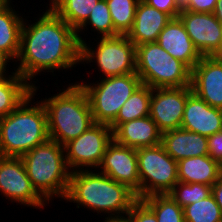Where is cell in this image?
<instances>
[{
    "mask_svg": "<svg viewBox=\"0 0 222 222\" xmlns=\"http://www.w3.org/2000/svg\"><path fill=\"white\" fill-rule=\"evenodd\" d=\"M21 29L20 51L16 71L30 84L40 72L68 70L80 65V45L76 31L61 19L50 7ZM48 70V71H47ZM39 73V74H38Z\"/></svg>",
    "mask_w": 222,
    "mask_h": 222,
    "instance_id": "6da1fadb",
    "label": "cell"
},
{
    "mask_svg": "<svg viewBox=\"0 0 222 222\" xmlns=\"http://www.w3.org/2000/svg\"><path fill=\"white\" fill-rule=\"evenodd\" d=\"M98 171L71 172L65 201L76 203L77 208L83 206L98 214L107 213L109 218L126 216L138 200L136 194L126 185Z\"/></svg>",
    "mask_w": 222,
    "mask_h": 222,
    "instance_id": "7a4b0ae2",
    "label": "cell"
},
{
    "mask_svg": "<svg viewBox=\"0 0 222 222\" xmlns=\"http://www.w3.org/2000/svg\"><path fill=\"white\" fill-rule=\"evenodd\" d=\"M37 87L34 84L32 93L0 118V156L20 157L50 139L45 107L40 100L32 103Z\"/></svg>",
    "mask_w": 222,
    "mask_h": 222,
    "instance_id": "3957f363",
    "label": "cell"
},
{
    "mask_svg": "<svg viewBox=\"0 0 222 222\" xmlns=\"http://www.w3.org/2000/svg\"><path fill=\"white\" fill-rule=\"evenodd\" d=\"M49 98L41 99L47 114L51 140L65 145L78 138L95 124L85 90L80 84L71 83L67 88Z\"/></svg>",
    "mask_w": 222,
    "mask_h": 222,
    "instance_id": "277c9868",
    "label": "cell"
},
{
    "mask_svg": "<svg viewBox=\"0 0 222 222\" xmlns=\"http://www.w3.org/2000/svg\"><path fill=\"white\" fill-rule=\"evenodd\" d=\"M20 157L33 187L48 204L54 197L65 198L71 171L63 145L49 139Z\"/></svg>",
    "mask_w": 222,
    "mask_h": 222,
    "instance_id": "5b68a950",
    "label": "cell"
},
{
    "mask_svg": "<svg viewBox=\"0 0 222 222\" xmlns=\"http://www.w3.org/2000/svg\"><path fill=\"white\" fill-rule=\"evenodd\" d=\"M136 73L152 89L191 86V69L158 42L136 46Z\"/></svg>",
    "mask_w": 222,
    "mask_h": 222,
    "instance_id": "8992f818",
    "label": "cell"
},
{
    "mask_svg": "<svg viewBox=\"0 0 222 222\" xmlns=\"http://www.w3.org/2000/svg\"><path fill=\"white\" fill-rule=\"evenodd\" d=\"M99 81L77 83L87 94L94 122L110 125L116 119L120 108L142 82L137 73L102 77Z\"/></svg>",
    "mask_w": 222,
    "mask_h": 222,
    "instance_id": "52a82bcc",
    "label": "cell"
},
{
    "mask_svg": "<svg viewBox=\"0 0 222 222\" xmlns=\"http://www.w3.org/2000/svg\"><path fill=\"white\" fill-rule=\"evenodd\" d=\"M97 39L95 49L86 41L80 46L81 64L94 61L103 78L136 73V46L127 35Z\"/></svg>",
    "mask_w": 222,
    "mask_h": 222,
    "instance_id": "ba28073f",
    "label": "cell"
},
{
    "mask_svg": "<svg viewBox=\"0 0 222 222\" xmlns=\"http://www.w3.org/2000/svg\"><path fill=\"white\" fill-rule=\"evenodd\" d=\"M140 177V200L154 194H168L178 182L177 161L161 144L136 149Z\"/></svg>",
    "mask_w": 222,
    "mask_h": 222,
    "instance_id": "9c48e42d",
    "label": "cell"
},
{
    "mask_svg": "<svg viewBox=\"0 0 222 222\" xmlns=\"http://www.w3.org/2000/svg\"><path fill=\"white\" fill-rule=\"evenodd\" d=\"M113 141V131L107 124L95 123L78 138L64 145L65 158L71 172L97 168L107 146Z\"/></svg>",
    "mask_w": 222,
    "mask_h": 222,
    "instance_id": "30bf717a",
    "label": "cell"
},
{
    "mask_svg": "<svg viewBox=\"0 0 222 222\" xmlns=\"http://www.w3.org/2000/svg\"><path fill=\"white\" fill-rule=\"evenodd\" d=\"M0 192L11 202L35 209L48 203L33 187L21 157L0 156Z\"/></svg>",
    "mask_w": 222,
    "mask_h": 222,
    "instance_id": "8fae6325",
    "label": "cell"
},
{
    "mask_svg": "<svg viewBox=\"0 0 222 222\" xmlns=\"http://www.w3.org/2000/svg\"><path fill=\"white\" fill-rule=\"evenodd\" d=\"M191 86L153 88L149 116L161 133L181 127L187 97Z\"/></svg>",
    "mask_w": 222,
    "mask_h": 222,
    "instance_id": "7c38bea8",
    "label": "cell"
},
{
    "mask_svg": "<svg viewBox=\"0 0 222 222\" xmlns=\"http://www.w3.org/2000/svg\"><path fill=\"white\" fill-rule=\"evenodd\" d=\"M98 169L111 179L126 185L140 199L136 149L120 145L113 140L107 146Z\"/></svg>",
    "mask_w": 222,
    "mask_h": 222,
    "instance_id": "4fadbf2b",
    "label": "cell"
},
{
    "mask_svg": "<svg viewBox=\"0 0 222 222\" xmlns=\"http://www.w3.org/2000/svg\"><path fill=\"white\" fill-rule=\"evenodd\" d=\"M178 18L202 56H211L217 50L221 42L222 25L213 13L182 10Z\"/></svg>",
    "mask_w": 222,
    "mask_h": 222,
    "instance_id": "5bb4252c",
    "label": "cell"
},
{
    "mask_svg": "<svg viewBox=\"0 0 222 222\" xmlns=\"http://www.w3.org/2000/svg\"><path fill=\"white\" fill-rule=\"evenodd\" d=\"M191 89L210 106L222 109V62L203 56L191 70Z\"/></svg>",
    "mask_w": 222,
    "mask_h": 222,
    "instance_id": "9a60e30c",
    "label": "cell"
},
{
    "mask_svg": "<svg viewBox=\"0 0 222 222\" xmlns=\"http://www.w3.org/2000/svg\"><path fill=\"white\" fill-rule=\"evenodd\" d=\"M209 137L222 131V109L210 106L193 92L187 97L181 127Z\"/></svg>",
    "mask_w": 222,
    "mask_h": 222,
    "instance_id": "2e32d148",
    "label": "cell"
},
{
    "mask_svg": "<svg viewBox=\"0 0 222 222\" xmlns=\"http://www.w3.org/2000/svg\"><path fill=\"white\" fill-rule=\"evenodd\" d=\"M157 42L172 57L185 63L191 70L203 57L178 17L172 18L164 27Z\"/></svg>",
    "mask_w": 222,
    "mask_h": 222,
    "instance_id": "e0dca14e",
    "label": "cell"
},
{
    "mask_svg": "<svg viewBox=\"0 0 222 222\" xmlns=\"http://www.w3.org/2000/svg\"><path fill=\"white\" fill-rule=\"evenodd\" d=\"M171 19L169 14L140 0L136 7L133 26L127 33V37L135 46L157 42L160 32Z\"/></svg>",
    "mask_w": 222,
    "mask_h": 222,
    "instance_id": "ac0fdd59",
    "label": "cell"
},
{
    "mask_svg": "<svg viewBox=\"0 0 222 222\" xmlns=\"http://www.w3.org/2000/svg\"><path fill=\"white\" fill-rule=\"evenodd\" d=\"M161 134L156 123L148 115L121 123L113 131V140L120 145L138 149L161 144Z\"/></svg>",
    "mask_w": 222,
    "mask_h": 222,
    "instance_id": "d6986e66",
    "label": "cell"
},
{
    "mask_svg": "<svg viewBox=\"0 0 222 222\" xmlns=\"http://www.w3.org/2000/svg\"><path fill=\"white\" fill-rule=\"evenodd\" d=\"M161 145L175 160L208 155L206 136L182 128L173 129L161 134Z\"/></svg>",
    "mask_w": 222,
    "mask_h": 222,
    "instance_id": "ffe728a7",
    "label": "cell"
},
{
    "mask_svg": "<svg viewBox=\"0 0 222 222\" xmlns=\"http://www.w3.org/2000/svg\"><path fill=\"white\" fill-rule=\"evenodd\" d=\"M178 181L213 186L222 173V166L211 156L181 159L177 162Z\"/></svg>",
    "mask_w": 222,
    "mask_h": 222,
    "instance_id": "44dd1931",
    "label": "cell"
},
{
    "mask_svg": "<svg viewBox=\"0 0 222 222\" xmlns=\"http://www.w3.org/2000/svg\"><path fill=\"white\" fill-rule=\"evenodd\" d=\"M11 1L0 3V51L16 62L20 51L24 18L17 14Z\"/></svg>",
    "mask_w": 222,
    "mask_h": 222,
    "instance_id": "7402d4cb",
    "label": "cell"
},
{
    "mask_svg": "<svg viewBox=\"0 0 222 222\" xmlns=\"http://www.w3.org/2000/svg\"><path fill=\"white\" fill-rule=\"evenodd\" d=\"M0 78V118L16 109L32 93L33 85L16 71Z\"/></svg>",
    "mask_w": 222,
    "mask_h": 222,
    "instance_id": "603a6c76",
    "label": "cell"
},
{
    "mask_svg": "<svg viewBox=\"0 0 222 222\" xmlns=\"http://www.w3.org/2000/svg\"><path fill=\"white\" fill-rule=\"evenodd\" d=\"M99 0H50L49 7L75 31L88 19Z\"/></svg>",
    "mask_w": 222,
    "mask_h": 222,
    "instance_id": "cb8c5ba5",
    "label": "cell"
},
{
    "mask_svg": "<svg viewBox=\"0 0 222 222\" xmlns=\"http://www.w3.org/2000/svg\"><path fill=\"white\" fill-rule=\"evenodd\" d=\"M152 88L141 84L123 104L116 119L109 125L114 131L121 123L149 115Z\"/></svg>",
    "mask_w": 222,
    "mask_h": 222,
    "instance_id": "d4e9b609",
    "label": "cell"
},
{
    "mask_svg": "<svg viewBox=\"0 0 222 222\" xmlns=\"http://www.w3.org/2000/svg\"><path fill=\"white\" fill-rule=\"evenodd\" d=\"M90 25L91 30L101 34V37H114L119 35L115 30L111 20L110 11L106 0H99L95 5L93 11L90 12L88 19L76 30V37L79 45L81 46L86 40H84L80 33L84 29H88Z\"/></svg>",
    "mask_w": 222,
    "mask_h": 222,
    "instance_id": "484cf974",
    "label": "cell"
},
{
    "mask_svg": "<svg viewBox=\"0 0 222 222\" xmlns=\"http://www.w3.org/2000/svg\"><path fill=\"white\" fill-rule=\"evenodd\" d=\"M141 200L154 212L157 222H185L183 208L168 194H154Z\"/></svg>",
    "mask_w": 222,
    "mask_h": 222,
    "instance_id": "4316f807",
    "label": "cell"
},
{
    "mask_svg": "<svg viewBox=\"0 0 222 222\" xmlns=\"http://www.w3.org/2000/svg\"><path fill=\"white\" fill-rule=\"evenodd\" d=\"M139 1L140 0H106L114 30L119 35H127L131 30Z\"/></svg>",
    "mask_w": 222,
    "mask_h": 222,
    "instance_id": "83f0119b",
    "label": "cell"
},
{
    "mask_svg": "<svg viewBox=\"0 0 222 222\" xmlns=\"http://www.w3.org/2000/svg\"><path fill=\"white\" fill-rule=\"evenodd\" d=\"M185 222H222V213L212 193L183 208Z\"/></svg>",
    "mask_w": 222,
    "mask_h": 222,
    "instance_id": "f1b7e54d",
    "label": "cell"
},
{
    "mask_svg": "<svg viewBox=\"0 0 222 222\" xmlns=\"http://www.w3.org/2000/svg\"><path fill=\"white\" fill-rule=\"evenodd\" d=\"M212 193V186L177 182L168 195L182 208L202 201Z\"/></svg>",
    "mask_w": 222,
    "mask_h": 222,
    "instance_id": "f546056e",
    "label": "cell"
},
{
    "mask_svg": "<svg viewBox=\"0 0 222 222\" xmlns=\"http://www.w3.org/2000/svg\"><path fill=\"white\" fill-rule=\"evenodd\" d=\"M130 222H157L154 212L140 199H138L126 214Z\"/></svg>",
    "mask_w": 222,
    "mask_h": 222,
    "instance_id": "4dcf8cb0",
    "label": "cell"
},
{
    "mask_svg": "<svg viewBox=\"0 0 222 222\" xmlns=\"http://www.w3.org/2000/svg\"><path fill=\"white\" fill-rule=\"evenodd\" d=\"M149 6L169 14L172 18H177L181 10L178 8L176 0H143Z\"/></svg>",
    "mask_w": 222,
    "mask_h": 222,
    "instance_id": "1f68e13d",
    "label": "cell"
},
{
    "mask_svg": "<svg viewBox=\"0 0 222 222\" xmlns=\"http://www.w3.org/2000/svg\"><path fill=\"white\" fill-rule=\"evenodd\" d=\"M208 139V155L222 166V131L213 134Z\"/></svg>",
    "mask_w": 222,
    "mask_h": 222,
    "instance_id": "d6a6232c",
    "label": "cell"
},
{
    "mask_svg": "<svg viewBox=\"0 0 222 222\" xmlns=\"http://www.w3.org/2000/svg\"><path fill=\"white\" fill-rule=\"evenodd\" d=\"M217 0H189V5L185 10L191 12L213 13Z\"/></svg>",
    "mask_w": 222,
    "mask_h": 222,
    "instance_id": "836d02e7",
    "label": "cell"
},
{
    "mask_svg": "<svg viewBox=\"0 0 222 222\" xmlns=\"http://www.w3.org/2000/svg\"><path fill=\"white\" fill-rule=\"evenodd\" d=\"M212 195L218 204L222 213V173L220 174L218 180L212 186Z\"/></svg>",
    "mask_w": 222,
    "mask_h": 222,
    "instance_id": "e575fe53",
    "label": "cell"
},
{
    "mask_svg": "<svg viewBox=\"0 0 222 222\" xmlns=\"http://www.w3.org/2000/svg\"><path fill=\"white\" fill-rule=\"evenodd\" d=\"M11 60L12 59L7 54H5L4 52L0 51V78L12 76L11 74L7 75L8 71L6 70L7 67H9V66H7L8 62L10 63Z\"/></svg>",
    "mask_w": 222,
    "mask_h": 222,
    "instance_id": "d590c367",
    "label": "cell"
},
{
    "mask_svg": "<svg viewBox=\"0 0 222 222\" xmlns=\"http://www.w3.org/2000/svg\"><path fill=\"white\" fill-rule=\"evenodd\" d=\"M213 15L222 25V0H217Z\"/></svg>",
    "mask_w": 222,
    "mask_h": 222,
    "instance_id": "8d00e7d4",
    "label": "cell"
},
{
    "mask_svg": "<svg viewBox=\"0 0 222 222\" xmlns=\"http://www.w3.org/2000/svg\"><path fill=\"white\" fill-rule=\"evenodd\" d=\"M212 58L222 62V37L221 42L217 50L211 55Z\"/></svg>",
    "mask_w": 222,
    "mask_h": 222,
    "instance_id": "74e56055",
    "label": "cell"
},
{
    "mask_svg": "<svg viewBox=\"0 0 222 222\" xmlns=\"http://www.w3.org/2000/svg\"><path fill=\"white\" fill-rule=\"evenodd\" d=\"M103 222H130L129 219L126 216L123 217H105V220Z\"/></svg>",
    "mask_w": 222,
    "mask_h": 222,
    "instance_id": "f35d334b",
    "label": "cell"
},
{
    "mask_svg": "<svg viewBox=\"0 0 222 222\" xmlns=\"http://www.w3.org/2000/svg\"><path fill=\"white\" fill-rule=\"evenodd\" d=\"M178 8L182 11L185 10L189 5V0H176Z\"/></svg>",
    "mask_w": 222,
    "mask_h": 222,
    "instance_id": "ab89813d",
    "label": "cell"
},
{
    "mask_svg": "<svg viewBox=\"0 0 222 222\" xmlns=\"http://www.w3.org/2000/svg\"><path fill=\"white\" fill-rule=\"evenodd\" d=\"M2 2H9V1H12V0H1Z\"/></svg>",
    "mask_w": 222,
    "mask_h": 222,
    "instance_id": "60d3db41",
    "label": "cell"
}]
</instances>
